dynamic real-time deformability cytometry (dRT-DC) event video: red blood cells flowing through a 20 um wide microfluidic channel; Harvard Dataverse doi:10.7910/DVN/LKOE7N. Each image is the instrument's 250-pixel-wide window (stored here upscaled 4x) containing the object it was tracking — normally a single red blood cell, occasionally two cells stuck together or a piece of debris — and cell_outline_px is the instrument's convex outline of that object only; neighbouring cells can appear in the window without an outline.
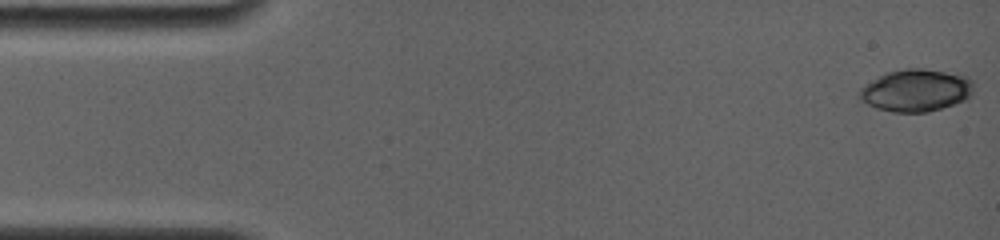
{"species": "common noctule bat (a hibernating species)", "species_latin": "Nyctalus noctula", "temperature_condition": "room temperature", "stored_images_in_passage": 7, "camera_frame_rate_fps": 4000, "um_per_image_px": 0.085, "animal": {"sex": "female", "body_mass_g": 19.0, "forearm_length_mm": 56.7}, "frame": {"image": 1, "passage_image": 1, "time_ms": 0.0, "image_size_px": [1000, 240], "cell_outline_px": [[972, 96], [964, 100], [928, 112], [892, 112], [876, 108], [860, 100], [860, 88], [864, 84], [884, 72], [908, 68], [924, 68], [964, 72], [972, 80]], "centroid_in_image_um": [77.89, 7.64], "position_along_channel_um": 7.1, "area_um2": 28.73}}
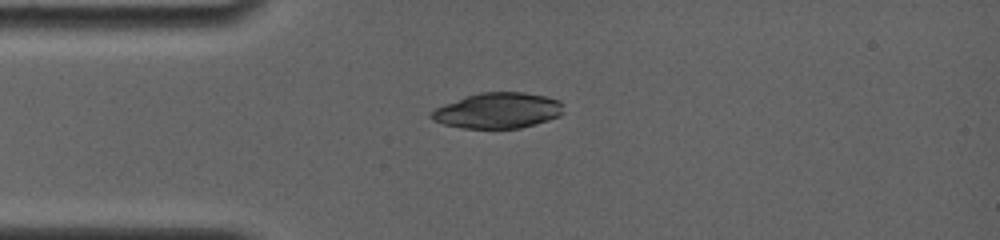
{"frame": {"image": 2, "passage_image": 4, "time_ms": 3.75, "image_size_px": [1000, 240], "cell_outline_px": [[564, 112], [560, 116], [536, 124], [520, 128], [464, 128], [444, 124], [432, 120], [428, 116], [436, 108], [444, 104], [480, 92], [524, 92], [544, 96], [560, 100], [564, 104]], "centroid_in_image_um": [42.36, 9.4], "position_along_channel_um": 42.6, "area_um2": 27.46}}
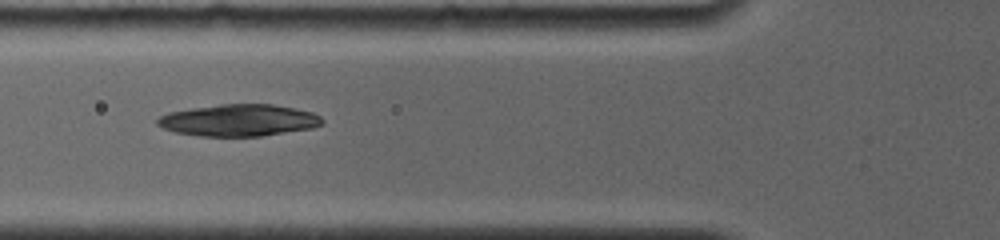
{"frame": {"image": 3, "passage_image": 6, "time_ms": 5.75, "image_size_px": [1000, 240], "cell_outline_px": [[324, 124], [312, 128], [260, 136], [200, 136], [176, 132], [164, 128], [156, 124], [156, 120], [160, 116], [168, 112], [192, 108], [220, 104], [272, 104], [312, 112], [320, 116], [324, 120]], "centroid_in_image_um": [20.3, 10.22], "position_along_channel_um": 105.5, "area_um2": 30.46}}